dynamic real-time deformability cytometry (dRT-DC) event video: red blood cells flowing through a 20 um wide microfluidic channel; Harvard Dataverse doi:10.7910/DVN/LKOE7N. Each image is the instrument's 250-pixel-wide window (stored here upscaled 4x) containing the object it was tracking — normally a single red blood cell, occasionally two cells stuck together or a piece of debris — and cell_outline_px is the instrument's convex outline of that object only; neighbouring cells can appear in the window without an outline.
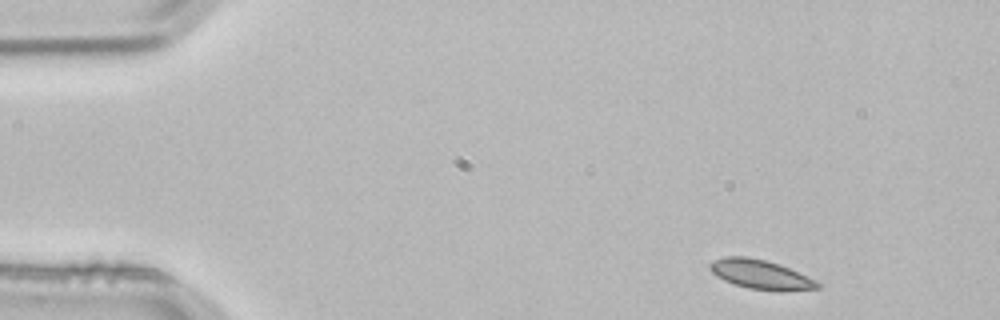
{"species": "common noctule bat (a hibernating species)", "species_latin": "Nyctalus noctula", "temperature_condition": "room temperature", "stored_images_in_passage": 2, "camera_frame_rate_fps": 3000, "um_per_image_px": 0.085, "animal": {"sex": "male", "body_mass_g": 21.5, "forearm_length_mm": 52.0}, "frame": {"image": 1, "passage_image": 1, "time_ms": 0.0, "image_size_px": [1000, 320], "cell_outline_px": [[824, 284], [820, 288], [748, 288], [732, 284], [716, 276], [708, 268], [708, 264], [712, 260], [724, 256], [744, 256], [764, 260], [788, 268], [816, 280]], "centroid_in_image_um": [64.53, 23.27], "position_along_channel_um": 20.5, "area_um2": 17.51}}